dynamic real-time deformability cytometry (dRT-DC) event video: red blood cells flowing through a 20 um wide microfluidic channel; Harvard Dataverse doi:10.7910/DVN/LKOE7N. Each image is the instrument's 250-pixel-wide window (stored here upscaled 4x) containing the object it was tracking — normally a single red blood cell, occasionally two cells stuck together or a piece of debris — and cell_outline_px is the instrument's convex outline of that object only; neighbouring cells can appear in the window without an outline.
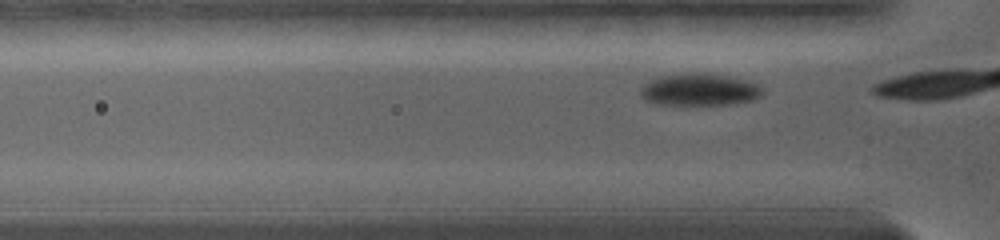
{"species": "common noctule bat (a hibernating species)", "species_latin": "Nyctalus noctula", "temperature_condition": "warm", "stored_images_in_passage": 7, "camera_frame_rate_fps": 5000, "um_per_image_px": 0.085, "animal": {"sex": "female", "body_mass_g": 19.0, "forearm_length_mm": 56.7}, "frame": {"image": 1, "passage_image": 4, "time_ms": 0.4, "image_size_px": [1000, 240], "cell_outline_px": [[764, 92], [760, 96], [752, 100], [728, 104], [664, 104], [648, 100], [640, 96], [640, 88], [644, 84], [656, 76], [696, 72], [728, 76], [744, 80], [756, 84]], "centroid_in_image_um": [59.42, 7.6], "position_along_channel_um": 66.4, "area_um2": 22.48}}